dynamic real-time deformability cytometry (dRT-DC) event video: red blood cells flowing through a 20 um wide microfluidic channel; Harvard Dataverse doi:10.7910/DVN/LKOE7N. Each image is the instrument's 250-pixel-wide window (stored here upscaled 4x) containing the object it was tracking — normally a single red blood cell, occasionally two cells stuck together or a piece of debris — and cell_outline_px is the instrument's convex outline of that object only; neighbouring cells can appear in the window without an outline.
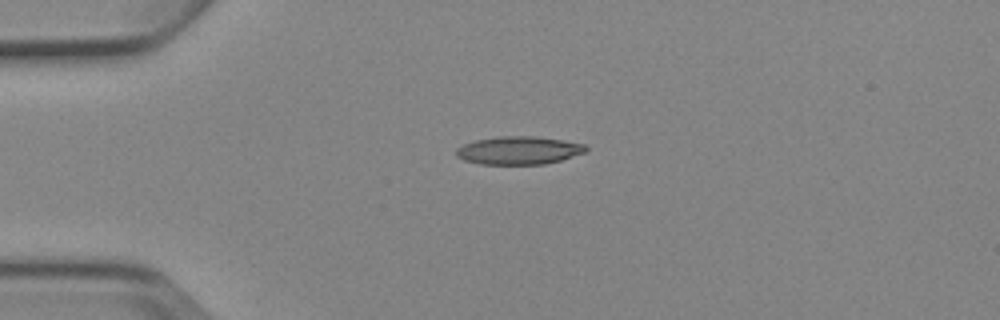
{"species": "Egyptian fruit bat (a non-hibernating species)", "species_latin": "Rousettus aegyptiacus", "temperature_condition": "cold", "stored_images_in_passage": 6, "camera_frame_rate_fps": 3000, "um_per_image_px": 0.085, "animal": {"sex": "female"}, "frame": {"image": 1, "passage_image": 2, "time_ms": 2.0, "image_size_px": [1000, 320], "cell_outline_px": [[588, 148], [584, 152], [560, 160], [544, 164], [480, 164], [464, 160], [456, 156], [456, 148], [464, 144], [476, 140], [500, 136], [536, 136], [564, 140], [584, 144]], "centroid_in_image_um": [44.08, 12.78], "position_along_channel_um": 40.9, "area_um2": 21.1}}
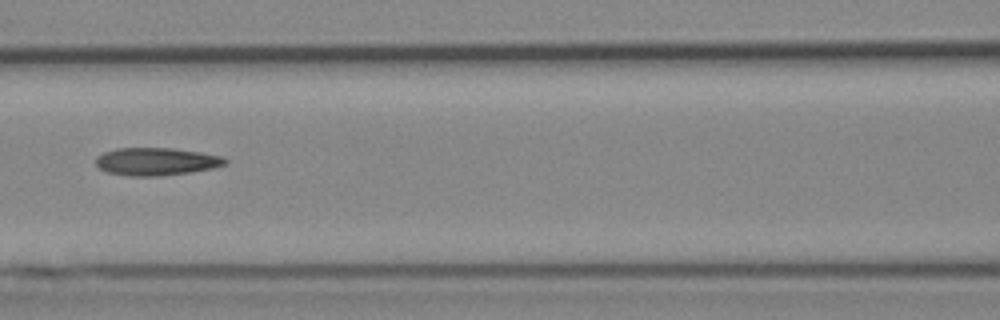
{"frame": {"image": 2, "passage_image": 5, "time_ms": 5.667, "image_size_px": [1000, 320], "cell_outline_px": [[228, 164], [216, 168], [192, 172], [160, 176], [128, 176], [108, 172], [100, 168], [96, 164], [96, 156], [104, 152], [116, 148], [172, 148], [200, 152], [224, 156], [228, 160]], "centroid_in_image_um": [13.34, 13.73], "position_along_channel_um": 153.3, "area_um2": 21.15}}
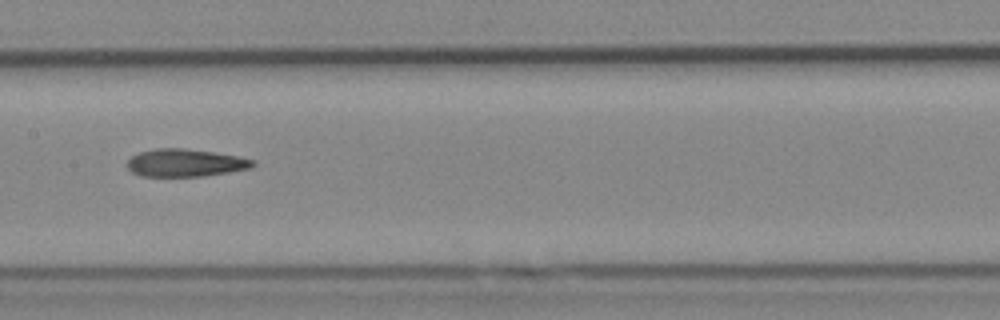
{"frame": {"image": 3, "passage_image": 6, "time_ms": 6.667, "image_size_px": [1000, 320], "cell_outline_px": [[256, 164], [252, 168], [204, 176], [140, 176], [132, 172], [124, 164], [132, 156], [140, 152], [156, 148], [184, 148], [212, 152], [236, 156], [256, 160]], "centroid_in_image_um": [15.74, 13.84], "position_along_channel_um": 191.7, "area_um2": 20.29}}